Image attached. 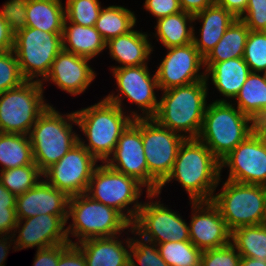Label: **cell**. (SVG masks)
Segmentation results:
<instances>
[{
    "mask_svg": "<svg viewBox=\"0 0 266 266\" xmlns=\"http://www.w3.org/2000/svg\"><path fill=\"white\" fill-rule=\"evenodd\" d=\"M61 50L62 34L31 27L15 26L13 52L26 81H36L43 84L53 61Z\"/></svg>",
    "mask_w": 266,
    "mask_h": 266,
    "instance_id": "52a82bcc",
    "label": "cell"
},
{
    "mask_svg": "<svg viewBox=\"0 0 266 266\" xmlns=\"http://www.w3.org/2000/svg\"><path fill=\"white\" fill-rule=\"evenodd\" d=\"M143 4L156 20L182 11L179 0H145Z\"/></svg>",
    "mask_w": 266,
    "mask_h": 266,
    "instance_id": "7bdbcfd3",
    "label": "cell"
},
{
    "mask_svg": "<svg viewBox=\"0 0 266 266\" xmlns=\"http://www.w3.org/2000/svg\"><path fill=\"white\" fill-rule=\"evenodd\" d=\"M237 108L256 123L266 118V78L264 73L251 72L235 97Z\"/></svg>",
    "mask_w": 266,
    "mask_h": 266,
    "instance_id": "83f0119b",
    "label": "cell"
},
{
    "mask_svg": "<svg viewBox=\"0 0 266 266\" xmlns=\"http://www.w3.org/2000/svg\"><path fill=\"white\" fill-rule=\"evenodd\" d=\"M2 237L3 235L0 236V266H5L3 263L5 262L7 254L9 253L8 250L10 249L11 245H13L12 242L14 240L12 239L14 238L10 235H4V237Z\"/></svg>",
    "mask_w": 266,
    "mask_h": 266,
    "instance_id": "f907efd6",
    "label": "cell"
},
{
    "mask_svg": "<svg viewBox=\"0 0 266 266\" xmlns=\"http://www.w3.org/2000/svg\"><path fill=\"white\" fill-rule=\"evenodd\" d=\"M186 138L161 126L154 118H142V142L148 175L160 185L170 174Z\"/></svg>",
    "mask_w": 266,
    "mask_h": 266,
    "instance_id": "8fae6325",
    "label": "cell"
},
{
    "mask_svg": "<svg viewBox=\"0 0 266 266\" xmlns=\"http://www.w3.org/2000/svg\"><path fill=\"white\" fill-rule=\"evenodd\" d=\"M90 60L62 49L44 80L53 82L73 96L80 95L96 77L95 71L88 64Z\"/></svg>",
    "mask_w": 266,
    "mask_h": 266,
    "instance_id": "ffe728a7",
    "label": "cell"
},
{
    "mask_svg": "<svg viewBox=\"0 0 266 266\" xmlns=\"http://www.w3.org/2000/svg\"><path fill=\"white\" fill-rule=\"evenodd\" d=\"M265 223H266V186H265Z\"/></svg>",
    "mask_w": 266,
    "mask_h": 266,
    "instance_id": "db71d44e",
    "label": "cell"
},
{
    "mask_svg": "<svg viewBox=\"0 0 266 266\" xmlns=\"http://www.w3.org/2000/svg\"><path fill=\"white\" fill-rule=\"evenodd\" d=\"M109 54L121 65L112 68L147 65L153 46L148 35L132 29L126 34L111 38L106 42Z\"/></svg>",
    "mask_w": 266,
    "mask_h": 266,
    "instance_id": "cb8c5ba5",
    "label": "cell"
},
{
    "mask_svg": "<svg viewBox=\"0 0 266 266\" xmlns=\"http://www.w3.org/2000/svg\"><path fill=\"white\" fill-rule=\"evenodd\" d=\"M249 28L237 18L225 31L222 38L204 58V62H223L244 56Z\"/></svg>",
    "mask_w": 266,
    "mask_h": 266,
    "instance_id": "f546056e",
    "label": "cell"
},
{
    "mask_svg": "<svg viewBox=\"0 0 266 266\" xmlns=\"http://www.w3.org/2000/svg\"><path fill=\"white\" fill-rule=\"evenodd\" d=\"M125 241L126 247L130 250L129 266H139L134 261L136 259L141 266H169L161 257L157 244L147 241L142 237L139 239L127 237ZM141 239V240H140Z\"/></svg>",
    "mask_w": 266,
    "mask_h": 266,
    "instance_id": "d590c367",
    "label": "cell"
},
{
    "mask_svg": "<svg viewBox=\"0 0 266 266\" xmlns=\"http://www.w3.org/2000/svg\"><path fill=\"white\" fill-rule=\"evenodd\" d=\"M239 19L250 31H266V0H248L245 12Z\"/></svg>",
    "mask_w": 266,
    "mask_h": 266,
    "instance_id": "b9f144b4",
    "label": "cell"
},
{
    "mask_svg": "<svg viewBox=\"0 0 266 266\" xmlns=\"http://www.w3.org/2000/svg\"><path fill=\"white\" fill-rule=\"evenodd\" d=\"M69 197L43 178L27 192L16 197L17 220L40 214L68 215Z\"/></svg>",
    "mask_w": 266,
    "mask_h": 266,
    "instance_id": "7402d4cb",
    "label": "cell"
},
{
    "mask_svg": "<svg viewBox=\"0 0 266 266\" xmlns=\"http://www.w3.org/2000/svg\"><path fill=\"white\" fill-rule=\"evenodd\" d=\"M229 168L227 180L266 186V142L256 130L220 161Z\"/></svg>",
    "mask_w": 266,
    "mask_h": 266,
    "instance_id": "2e32d148",
    "label": "cell"
},
{
    "mask_svg": "<svg viewBox=\"0 0 266 266\" xmlns=\"http://www.w3.org/2000/svg\"><path fill=\"white\" fill-rule=\"evenodd\" d=\"M16 196L0 182V209L15 208Z\"/></svg>",
    "mask_w": 266,
    "mask_h": 266,
    "instance_id": "681fc988",
    "label": "cell"
},
{
    "mask_svg": "<svg viewBox=\"0 0 266 266\" xmlns=\"http://www.w3.org/2000/svg\"><path fill=\"white\" fill-rule=\"evenodd\" d=\"M99 0H67L65 19L81 26H95L101 11Z\"/></svg>",
    "mask_w": 266,
    "mask_h": 266,
    "instance_id": "8d00e7d4",
    "label": "cell"
},
{
    "mask_svg": "<svg viewBox=\"0 0 266 266\" xmlns=\"http://www.w3.org/2000/svg\"><path fill=\"white\" fill-rule=\"evenodd\" d=\"M67 218H72V224L66 227L67 238L72 245L90 238L117 236L132 227L119 211L92 199L86 193L69 198ZM69 235L78 241L72 242Z\"/></svg>",
    "mask_w": 266,
    "mask_h": 266,
    "instance_id": "8992f818",
    "label": "cell"
},
{
    "mask_svg": "<svg viewBox=\"0 0 266 266\" xmlns=\"http://www.w3.org/2000/svg\"><path fill=\"white\" fill-rule=\"evenodd\" d=\"M15 24V10L12 1L9 0L0 10V53L13 50Z\"/></svg>",
    "mask_w": 266,
    "mask_h": 266,
    "instance_id": "60d3db41",
    "label": "cell"
},
{
    "mask_svg": "<svg viewBox=\"0 0 266 266\" xmlns=\"http://www.w3.org/2000/svg\"><path fill=\"white\" fill-rule=\"evenodd\" d=\"M120 93L104 97L107 101L118 105L122 110L123 98L132 101L142 111L140 118H153L159 107V100L154 89L159 90L156 74L151 76L147 65L112 68ZM145 114V115H144Z\"/></svg>",
    "mask_w": 266,
    "mask_h": 266,
    "instance_id": "7c38bea8",
    "label": "cell"
},
{
    "mask_svg": "<svg viewBox=\"0 0 266 266\" xmlns=\"http://www.w3.org/2000/svg\"><path fill=\"white\" fill-rule=\"evenodd\" d=\"M233 105L229 99L207 104L198 136L219 161L256 131L257 123Z\"/></svg>",
    "mask_w": 266,
    "mask_h": 266,
    "instance_id": "277c9868",
    "label": "cell"
},
{
    "mask_svg": "<svg viewBox=\"0 0 266 266\" xmlns=\"http://www.w3.org/2000/svg\"><path fill=\"white\" fill-rule=\"evenodd\" d=\"M191 203L193 213L189 225V237L194 246L204 251L231 243V230L227 227L218 207L212 201Z\"/></svg>",
    "mask_w": 266,
    "mask_h": 266,
    "instance_id": "ac0fdd59",
    "label": "cell"
},
{
    "mask_svg": "<svg viewBox=\"0 0 266 266\" xmlns=\"http://www.w3.org/2000/svg\"><path fill=\"white\" fill-rule=\"evenodd\" d=\"M67 217L68 215L40 214L18 220L15 232L17 233L18 229L19 234L16 239H13V249L16 251L36 246L38 250L69 243L65 228ZM22 223H24L23 226Z\"/></svg>",
    "mask_w": 266,
    "mask_h": 266,
    "instance_id": "d6986e66",
    "label": "cell"
},
{
    "mask_svg": "<svg viewBox=\"0 0 266 266\" xmlns=\"http://www.w3.org/2000/svg\"><path fill=\"white\" fill-rule=\"evenodd\" d=\"M241 258L237 249L229 243L220 248L204 250L201 266H239Z\"/></svg>",
    "mask_w": 266,
    "mask_h": 266,
    "instance_id": "ab89813d",
    "label": "cell"
},
{
    "mask_svg": "<svg viewBox=\"0 0 266 266\" xmlns=\"http://www.w3.org/2000/svg\"><path fill=\"white\" fill-rule=\"evenodd\" d=\"M119 235L90 238L76 243L84 255L86 266H129L130 251L118 239Z\"/></svg>",
    "mask_w": 266,
    "mask_h": 266,
    "instance_id": "484cf974",
    "label": "cell"
},
{
    "mask_svg": "<svg viewBox=\"0 0 266 266\" xmlns=\"http://www.w3.org/2000/svg\"><path fill=\"white\" fill-rule=\"evenodd\" d=\"M231 244L241 257L266 262V223L241 226L231 231Z\"/></svg>",
    "mask_w": 266,
    "mask_h": 266,
    "instance_id": "1f68e13d",
    "label": "cell"
},
{
    "mask_svg": "<svg viewBox=\"0 0 266 266\" xmlns=\"http://www.w3.org/2000/svg\"><path fill=\"white\" fill-rule=\"evenodd\" d=\"M130 231L155 244L190 241L189 225L160 201L142 203Z\"/></svg>",
    "mask_w": 266,
    "mask_h": 266,
    "instance_id": "4fadbf2b",
    "label": "cell"
},
{
    "mask_svg": "<svg viewBox=\"0 0 266 266\" xmlns=\"http://www.w3.org/2000/svg\"><path fill=\"white\" fill-rule=\"evenodd\" d=\"M143 185L135 178L118 172L106 163L98 165L92 174L86 194L119 211L131 224L135 221L142 202ZM134 203V204H133ZM133 204V208L129 205ZM126 211V213H124Z\"/></svg>",
    "mask_w": 266,
    "mask_h": 266,
    "instance_id": "9c48e42d",
    "label": "cell"
},
{
    "mask_svg": "<svg viewBox=\"0 0 266 266\" xmlns=\"http://www.w3.org/2000/svg\"><path fill=\"white\" fill-rule=\"evenodd\" d=\"M1 170L35 164L29 135L0 132Z\"/></svg>",
    "mask_w": 266,
    "mask_h": 266,
    "instance_id": "4dcf8cb0",
    "label": "cell"
},
{
    "mask_svg": "<svg viewBox=\"0 0 266 266\" xmlns=\"http://www.w3.org/2000/svg\"><path fill=\"white\" fill-rule=\"evenodd\" d=\"M205 78L211 81L222 96L232 100L238 95L248 75L251 73L243 57L223 62H204Z\"/></svg>",
    "mask_w": 266,
    "mask_h": 266,
    "instance_id": "d4e9b609",
    "label": "cell"
},
{
    "mask_svg": "<svg viewBox=\"0 0 266 266\" xmlns=\"http://www.w3.org/2000/svg\"><path fill=\"white\" fill-rule=\"evenodd\" d=\"M73 123L77 125L75 112L62 116L49 105L31 128L33 159L42 173L78 143L79 137L72 131Z\"/></svg>",
    "mask_w": 266,
    "mask_h": 266,
    "instance_id": "5b68a950",
    "label": "cell"
},
{
    "mask_svg": "<svg viewBox=\"0 0 266 266\" xmlns=\"http://www.w3.org/2000/svg\"><path fill=\"white\" fill-rule=\"evenodd\" d=\"M182 11L195 15L214 3V0H179Z\"/></svg>",
    "mask_w": 266,
    "mask_h": 266,
    "instance_id": "c3c4849f",
    "label": "cell"
},
{
    "mask_svg": "<svg viewBox=\"0 0 266 266\" xmlns=\"http://www.w3.org/2000/svg\"><path fill=\"white\" fill-rule=\"evenodd\" d=\"M193 20V15L184 11L157 19L155 37L166 49L188 45L193 42Z\"/></svg>",
    "mask_w": 266,
    "mask_h": 266,
    "instance_id": "f1b7e54d",
    "label": "cell"
},
{
    "mask_svg": "<svg viewBox=\"0 0 266 266\" xmlns=\"http://www.w3.org/2000/svg\"><path fill=\"white\" fill-rule=\"evenodd\" d=\"M15 15V26H24L42 31L62 34L65 7L62 0H11Z\"/></svg>",
    "mask_w": 266,
    "mask_h": 266,
    "instance_id": "44dd1931",
    "label": "cell"
},
{
    "mask_svg": "<svg viewBox=\"0 0 266 266\" xmlns=\"http://www.w3.org/2000/svg\"><path fill=\"white\" fill-rule=\"evenodd\" d=\"M256 130L262 135L266 142V118L257 123Z\"/></svg>",
    "mask_w": 266,
    "mask_h": 266,
    "instance_id": "f5cc1de1",
    "label": "cell"
},
{
    "mask_svg": "<svg viewBox=\"0 0 266 266\" xmlns=\"http://www.w3.org/2000/svg\"><path fill=\"white\" fill-rule=\"evenodd\" d=\"M214 3L224 7L236 18H240L245 12L248 0H214Z\"/></svg>",
    "mask_w": 266,
    "mask_h": 266,
    "instance_id": "7dc6e473",
    "label": "cell"
},
{
    "mask_svg": "<svg viewBox=\"0 0 266 266\" xmlns=\"http://www.w3.org/2000/svg\"><path fill=\"white\" fill-rule=\"evenodd\" d=\"M98 161L79 142L42 175L45 181L69 198L86 193Z\"/></svg>",
    "mask_w": 266,
    "mask_h": 266,
    "instance_id": "5bb4252c",
    "label": "cell"
},
{
    "mask_svg": "<svg viewBox=\"0 0 266 266\" xmlns=\"http://www.w3.org/2000/svg\"><path fill=\"white\" fill-rule=\"evenodd\" d=\"M157 246L162 259L169 266H201L203 251L191 241H168Z\"/></svg>",
    "mask_w": 266,
    "mask_h": 266,
    "instance_id": "836d02e7",
    "label": "cell"
},
{
    "mask_svg": "<svg viewBox=\"0 0 266 266\" xmlns=\"http://www.w3.org/2000/svg\"><path fill=\"white\" fill-rule=\"evenodd\" d=\"M42 176L36 164L0 170L1 184L16 197L34 187Z\"/></svg>",
    "mask_w": 266,
    "mask_h": 266,
    "instance_id": "e575fe53",
    "label": "cell"
},
{
    "mask_svg": "<svg viewBox=\"0 0 266 266\" xmlns=\"http://www.w3.org/2000/svg\"><path fill=\"white\" fill-rule=\"evenodd\" d=\"M167 54L156 70V78L161 91L185 86L205 80L204 57L194 43L167 48Z\"/></svg>",
    "mask_w": 266,
    "mask_h": 266,
    "instance_id": "e0dca14e",
    "label": "cell"
},
{
    "mask_svg": "<svg viewBox=\"0 0 266 266\" xmlns=\"http://www.w3.org/2000/svg\"><path fill=\"white\" fill-rule=\"evenodd\" d=\"M243 59L251 72L266 71V31H250Z\"/></svg>",
    "mask_w": 266,
    "mask_h": 266,
    "instance_id": "74e56055",
    "label": "cell"
},
{
    "mask_svg": "<svg viewBox=\"0 0 266 266\" xmlns=\"http://www.w3.org/2000/svg\"><path fill=\"white\" fill-rule=\"evenodd\" d=\"M239 266H266V262H262L259 259L242 257Z\"/></svg>",
    "mask_w": 266,
    "mask_h": 266,
    "instance_id": "816d5d0a",
    "label": "cell"
},
{
    "mask_svg": "<svg viewBox=\"0 0 266 266\" xmlns=\"http://www.w3.org/2000/svg\"><path fill=\"white\" fill-rule=\"evenodd\" d=\"M193 21L201 19L200 39L193 32V43L205 58L219 42L226 29L237 19L232 13L215 3L193 16Z\"/></svg>",
    "mask_w": 266,
    "mask_h": 266,
    "instance_id": "603a6c76",
    "label": "cell"
},
{
    "mask_svg": "<svg viewBox=\"0 0 266 266\" xmlns=\"http://www.w3.org/2000/svg\"><path fill=\"white\" fill-rule=\"evenodd\" d=\"M70 243L60 244L45 249H38L33 266H57L60 255L70 246Z\"/></svg>",
    "mask_w": 266,
    "mask_h": 266,
    "instance_id": "ee69618b",
    "label": "cell"
},
{
    "mask_svg": "<svg viewBox=\"0 0 266 266\" xmlns=\"http://www.w3.org/2000/svg\"><path fill=\"white\" fill-rule=\"evenodd\" d=\"M105 162L112 169L135 178L146 192L157 193L159 185L148 175L144 146L142 142V118H136L120 135L117 145Z\"/></svg>",
    "mask_w": 266,
    "mask_h": 266,
    "instance_id": "9a60e30c",
    "label": "cell"
},
{
    "mask_svg": "<svg viewBox=\"0 0 266 266\" xmlns=\"http://www.w3.org/2000/svg\"><path fill=\"white\" fill-rule=\"evenodd\" d=\"M43 85L25 81L0 94L1 133L29 135L38 117L49 106L43 98Z\"/></svg>",
    "mask_w": 266,
    "mask_h": 266,
    "instance_id": "ba28073f",
    "label": "cell"
},
{
    "mask_svg": "<svg viewBox=\"0 0 266 266\" xmlns=\"http://www.w3.org/2000/svg\"><path fill=\"white\" fill-rule=\"evenodd\" d=\"M25 81L13 50L0 53V94Z\"/></svg>",
    "mask_w": 266,
    "mask_h": 266,
    "instance_id": "f35d334b",
    "label": "cell"
},
{
    "mask_svg": "<svg viewBox=\"0 0 266 266\" xmlns=\"http://www.w3.org/2000/svg\"><path fill=\"white\" fill-rule=\"evenodd\" d=\"M57 266H86L82 251L76 245H70L59 257Z\"/></svg>",
    "mask_w": 266,
    "mask_h": 266,
    "instance_id": "f6af8a7d",
    "label": "cell"
},
{
    "mask_svg": "<svg viewBox=\"0 0 266 266\" xmlns=\"http://www.w3.org/2000/svg\"><path fill=\"white\" fill-rule=\"evenodd\" d=\"M220 161L198 138H186L178 151L170 174L159 185L157 193L147 198H157L163 186L172 179L178 181L189 194L191 202L212 201L220 181Z\"/></svg>",
    "mask_w": 266,
    "mask_h": 266,
    "instance_id": "6da1fadb",
    "label": "cell"
},
{
    "mask_svg": "<svg viewBox=\"0 0 266 266\" xmlns=\"http://www.w3.org/2000/svg\"><path fill=\"white\" fill-rule=\"evenodd\" d=\"M62 49L92 59L107 48L106 41L95 26H81L65 19Z\"/></svg>",
    "mask_w": 266,
    "mask_h": 266,
    "instance_id": "4316f807",
    "label": "cell"
},
{
    "mask_svg": "<svg viewBox=\"0 0 266 266\" xmlns=\"http://www.w3.org/2000/svg\"><path fill=\"white\" fill-rule=\"evenodd\" d=\"M125 113L105 98L97 104L75 111L77 125L87 137L88 144L82 138H78V142L97 161L105 163L114 152L120 135L134 119L140 118L137 111L127 116Z\"/></svg>",
    "mask_w": 266,
    "mask_h": 266,
    "instance_id": "7a4b0ae2",
    "label": "cell"
},
{
    "mask_svg": "<svg viewBox=\"0 0 266 266\" xmlns=\"http://www.w3.org/2000/svg\"><path fill=\"white\" fill-rule=\"evenodd\" d=\"M15 208L0 209V235H11L16 237L15 226L17 225ZM11 231V233H10Z\"/></svg>",
    "mask_w": 266,
    "mask_h": 266,
    "instance_id": "bcb514c9",
    "label": "cell"
},
{
    "mask_svg": "<svg viewBox=\"0 0 266 266\" xmlns=\"http://www.w3.org/2000/svg\"><path fill=\"white\" fill-rule=\"evenodd\" d=\"M221 191L214 194L212 202L231 231L265 223V186L226 180Z\"/></svg>",
    "mask_w": 266,
    "mask_h": 266,
    "instance_id": "30bf717a",
    "label": "cell"
},
{
    "mask_svg": "<svg viewBox=\"0 0 266 266\" xmlns=\"http://www.w3.org/2000/svg\"><path fill=\"white\" fill-rule=\"evenodd\" d=\"M136 20L131 10L123 6L111 5L101 9L95 28L107 42L111 38L131 31L136 25Z\"/></svg>",
    "mask_w": 266,
    "mask_h": 266,
    "instance_id": "d6a6232c",
    "label": "cell"
},
{
    "mask_svg": "<svg viewBox=\"0 0 266 266\" xmlns=\"http://www.w3.org/2000/svg\"><path fill=\"white\" fill-rule=\"evenodd\" d=\"M207 85L205 79L163 91L153 118L185 138H198L207 107Z\"/></svg>",
    "mask_w": 266,
    "mask_h": 266,
    "instance_id": "3957f363",
    "label": "cell"
}]
</instances>
